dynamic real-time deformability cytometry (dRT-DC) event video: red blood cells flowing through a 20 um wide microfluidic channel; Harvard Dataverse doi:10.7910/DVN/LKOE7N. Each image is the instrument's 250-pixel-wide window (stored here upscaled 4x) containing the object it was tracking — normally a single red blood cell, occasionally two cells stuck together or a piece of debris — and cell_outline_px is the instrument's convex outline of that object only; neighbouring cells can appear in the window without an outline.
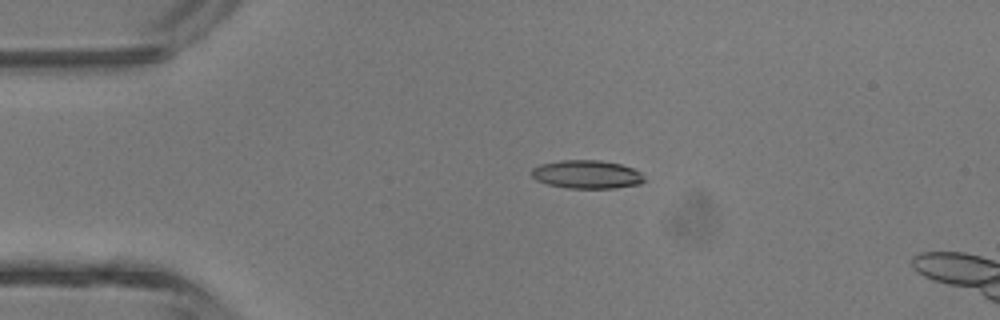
{"species": "common noctule bat (a hibernating species)", "species_latin": "Nyctalus noctula", "temperature_condition": "room temperature", "stored_images_in_passage": 14, "camera_frame_rate_fps": 3000, "um_per_image_px": 0.085, "animal": {"sex": "male", "body_mass_g": 13.3}, "frame": {"image": 1, "passage_image": 10, "time_ms": 3.0, "image_size_px": [1000, 320], "cell_outline_px": [[644, 180], [640, 184], [616, 188], [568, 188], [548, 184], [536, 180], [532, 176], [532, 168], [540, 164], [560, 160], [600, 160], [620, 164], [632, 168], [640, 172], [644, 176]], "centroid_in_image_um": [49.88, 14.82], "position_along_channel_um": 35.1, "area_um2": 18.61}}